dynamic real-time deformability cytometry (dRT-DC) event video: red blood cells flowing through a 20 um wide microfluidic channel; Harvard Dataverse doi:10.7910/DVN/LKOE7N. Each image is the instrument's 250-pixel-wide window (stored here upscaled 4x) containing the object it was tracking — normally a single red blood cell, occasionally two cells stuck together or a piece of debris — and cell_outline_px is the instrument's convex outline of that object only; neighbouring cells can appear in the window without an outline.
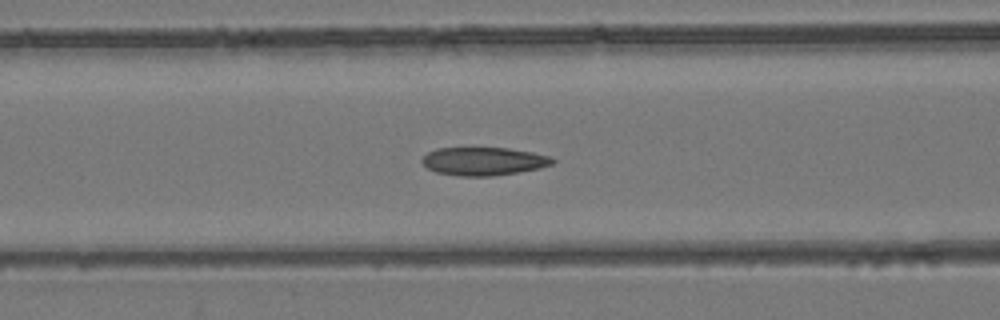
{"species": "common noctule bat (a hibernating species)", "species_latin": "Nyctalus noctula", "temperature_condition": "room temperature", "stored_images_in_passage": 53, "camera_frame_rate_fps": 3000, "um_per_image_px": 0.085, "animal": {"sex": "female", "body_mass_g": 24.6, "forearm_length_mm": 56.2}, "frame": {"image": 1, "passage_image": 22, "time_ms": 7.0, "image_size_px": [1000, 320], "cell_outline_px": [[556, 160], [552, 164], [540, 168], [520, 172], [492, 176], [460, 176], [436, 172], [428, 168], [420, 160], [428, 152], [436, 148], [508, 148], [532, 152], [548, 156]], "centroid_in_image_um": [41.11, 13.71], "position_along_channel_um": 125.5, "area_um2": 21.39}}
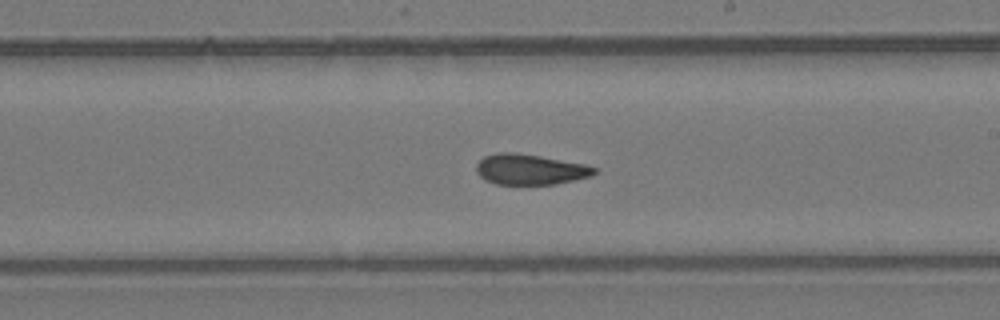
{"frame": {"image": 2, "passage_image": 31, "time_ms": 10.0, "image_size_px": [1000, 320], "cell_outline_px": [[596, 172], [592, 176], [556, 184], [496, 184], [480, 176], [476, 172], [476, 164], [484, 156], [496, 152], [512, 152], [540, 156], [584, 164], [596, 168]], "centroid_in_image_um": [45.04, 14.39], "position_along_channel_um": 244.0, "area_um2": 20.87}}
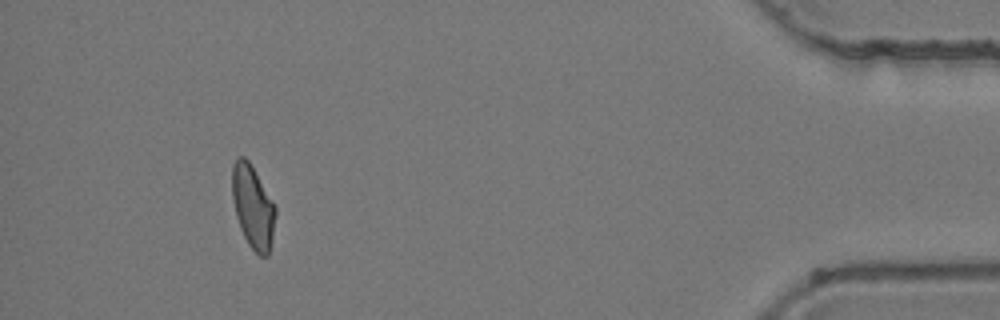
{"frame": {"image": 3, "passage_image": 49, "time_ms": 16.0, "image_size_px": [1000, 320], "cell_outline_px": [[276, 212], [272, 236], [268, 256], [260, 256], [248, 244], [240, 228], [236, 216], [232, 196], [232, 164], [240, 156], [244, 156], [248, 160], [272, 200], [276, 208]], "centroid_in_image_um": [21.48, 17.57], "position_along_channel_um": 413.7, "area_um2": 20.63}, "authors_computed_cell_mechanics": {"area_um2": 21.7906, "velocity_mm_per_s": 3.9441, "shape_relaxation_time_tau1_ms": null, "shape_relaxation_time_tau2_ms": 2.4888, "deformation_change_tau1": null, "deformation_change_tau2": 0.0804}}